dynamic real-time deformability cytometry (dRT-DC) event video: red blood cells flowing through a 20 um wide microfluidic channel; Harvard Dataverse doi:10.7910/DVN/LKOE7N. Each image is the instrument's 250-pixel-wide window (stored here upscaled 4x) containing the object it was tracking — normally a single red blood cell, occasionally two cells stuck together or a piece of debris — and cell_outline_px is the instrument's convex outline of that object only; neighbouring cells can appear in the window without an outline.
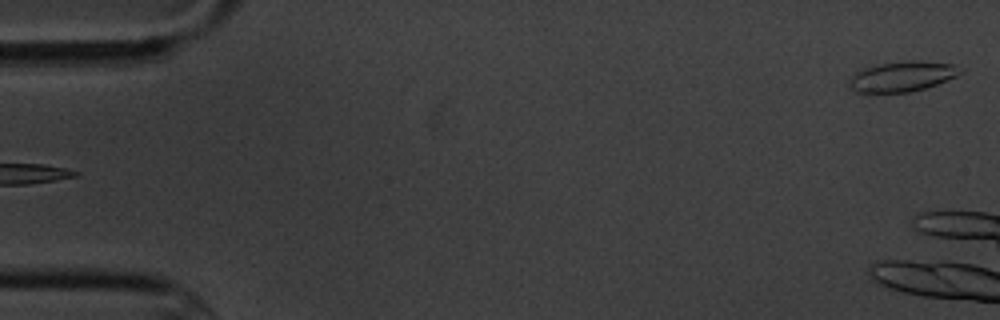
{"species": "common noctule bat (a hibernating species)", "species_latin": "Nyctalus noctula", "temperature_condition": "cold", "stored_images_in_passage": 5, "segment_of_instrument_passage": [2, 2], "camera_frame_rate_fps": 3000, "um_per_image_px": 0.085, "animal": {"sex": "male", "body_mass_g": 20.1, "forearm_length_mm": 53.5}, "frame": {"image": 1, "passage_image": 5, "time_ms": 4.667, "image_size_px": [1000, 320], "cell_outline_px": [[964, 72], [956, 76], [936, 84], [924, 88], [908, 92], [856, 92], [848, 84], [848, 80], [860, 68], [880, 64], [912, 60], [920, 60], [952, 64], [964, 68]], "centroid_in_image_um": [76.7, 6.48], "position_along_channel_um": 8.3, "area_um2": 19.54}}